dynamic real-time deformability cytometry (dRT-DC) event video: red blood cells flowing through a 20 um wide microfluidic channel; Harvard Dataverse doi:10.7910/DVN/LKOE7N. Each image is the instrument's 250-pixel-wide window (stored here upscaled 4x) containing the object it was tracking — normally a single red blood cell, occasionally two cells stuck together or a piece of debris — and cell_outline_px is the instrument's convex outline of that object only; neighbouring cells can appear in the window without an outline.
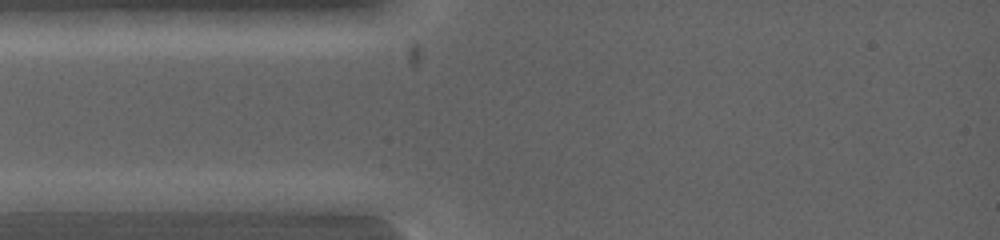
{"species": "common noctule bat (a hibernating species)", "species_latin": "Nyctalus noctula", "temperature_condition": "warm", "stored_images_in_passage": 2, "camera_frame_rate_fps": 5000, "um_per_image_px": 0.085, "animal": {"sex": "female", "body_mass_g": 19.0, "forearm_length_mm": 53.3}, "frame": {"image": 1, "passage_image": 1, "time_ms": 0.0, "image_size_px": [1000, 240], "cell_outline_px": [[128, 200], [100, 212], [16, 212], [16, 200], [40, 192], [120, 192]], "centroid_in_image_um": [5.9, 17.17], "position_along_channel_um": 79.1, "area_um2": 14.05}}